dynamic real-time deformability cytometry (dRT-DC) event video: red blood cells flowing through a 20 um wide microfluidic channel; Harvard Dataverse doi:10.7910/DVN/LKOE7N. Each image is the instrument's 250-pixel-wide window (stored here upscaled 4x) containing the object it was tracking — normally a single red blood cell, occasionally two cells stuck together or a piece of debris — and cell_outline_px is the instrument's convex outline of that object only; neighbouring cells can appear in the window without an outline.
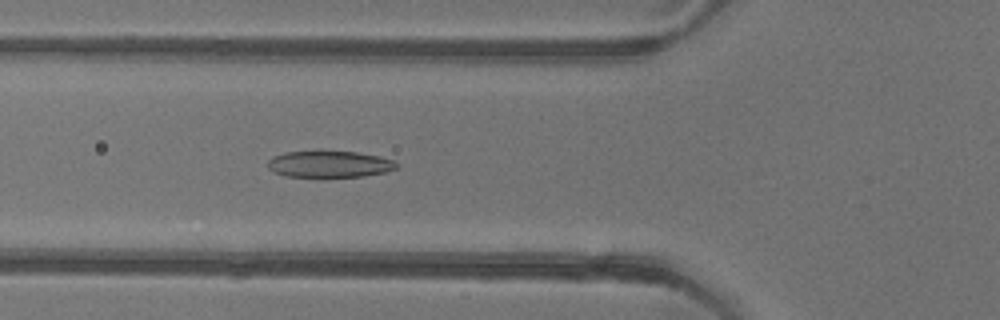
{"species": "common noctule bat (a hibernating species)", "species_latin": "Nyctalus noctula", "temperature_condition": "warm", "stored_images_in_passage": 31, "camera_frame_rate_fps": 3000, "um_per_image_px": 0.085, "animal": {"sex": "female"}, "frame": {"image": 1, "passage_image": 19, "time_ms": 6.0, "image_size_px": [1000, 320], "cell_outline_px": [[400, 164], [396, 168], [384, 172], [364, 176], [320, 180], [284, 176], [268, 168], [268, 160], [272, 156], [284, 152], [320, 148], [356, 152], [380, 156], [396, 160]], "centroid_in_image_um": [27.97, 13.95], "position_along_channel_um": 97.8, "area_um2": 21.85}}
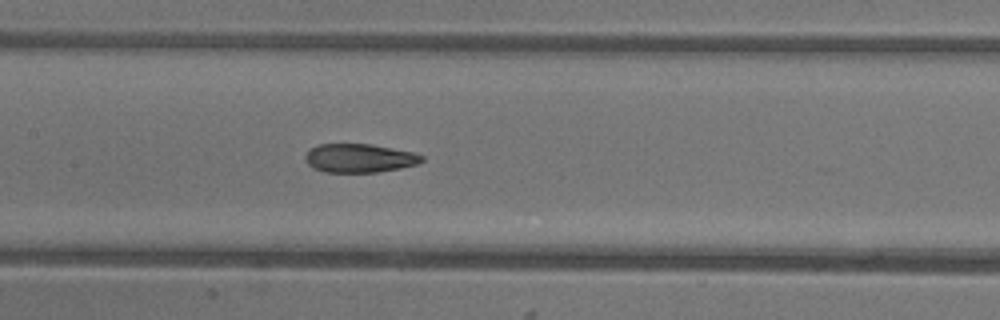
{"frame": {"image": 2, "passage_image": 25, "time_ms": 8.0, "image_size_px": [1000, 320], "cell_outline_px": [[424, 160], [416, 164], [400, 168], [376, 172], [324, 172], [312, 168], [304, 160], [304, 156], [312, 148], [320, 144], [372, 144], [412, 152], [424, 156]], "centroid_in_image_um": [30.53, 13.44], "position_along_channel_um": 176.9, "area_um2": 19.42}}
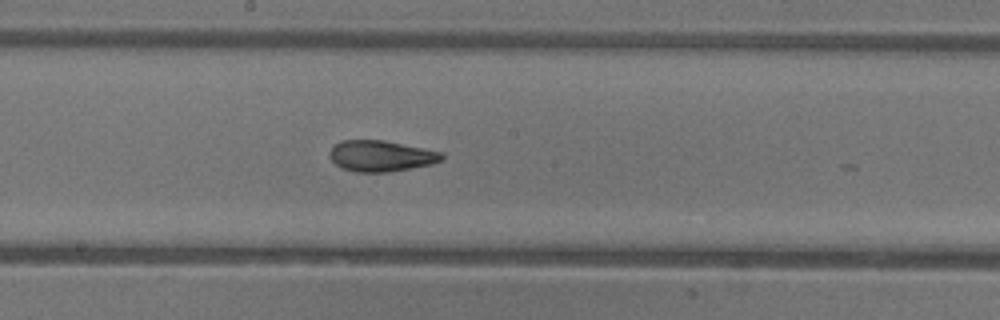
{"frame": {"image": 3, "passage_image": 28, "time_ms": 9.0, "image_size_px": [1000, 320], "cell_outline_px": [[444, 160], [432, 164], [388, 172], [356, 172], [344, 168], [336, 164], [328, 156], [332, 148], [340, 140], [384, 140], [444, 152]], "centroid_in_image_um": [32.42, 13.25], "position_along_channel_um": 215.8, "area_um2": 20.29}}